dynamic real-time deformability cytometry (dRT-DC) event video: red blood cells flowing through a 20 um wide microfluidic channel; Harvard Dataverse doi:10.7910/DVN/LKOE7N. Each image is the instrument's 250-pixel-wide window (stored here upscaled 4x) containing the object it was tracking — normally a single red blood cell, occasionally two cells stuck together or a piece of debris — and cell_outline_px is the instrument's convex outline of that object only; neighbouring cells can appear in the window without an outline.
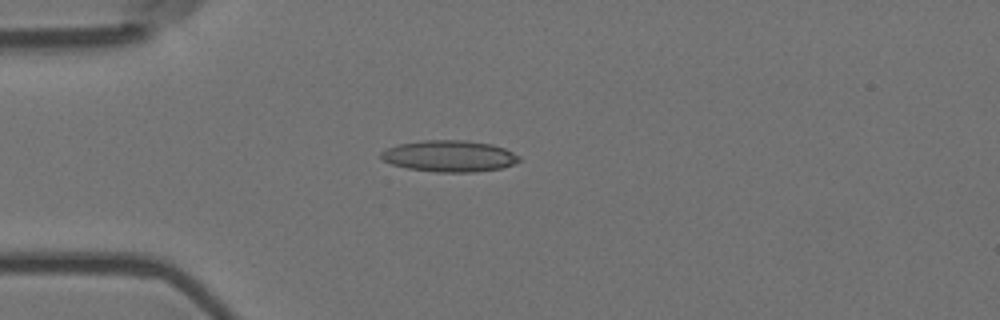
{"species": "Egyptian fruit bat (a non-hibernating species)", "species_latin": "Rousettus aegyptiacus", "temperature_condition": "room temperature", "stored_images_in_passage": 5, "camera_frame_rate_fps": 3000, "um_per_image_px": 0.085, "animal": {"sex": "female"}, "frame": {"image": 1, "passage_image": 3, "time_ms": 0.667, "image_size_px": [1000, 320], "cell_outline_px": [[520, 160], [512, 164], [500, 168], [472, 172], [436, 172], [408, 168], [392, 164], [384, 160], [380, 156], [380, 152], [388, 148], [400, 144], [424, 140], [468, 140], [492, 144], [504, 148], [520, 156]], "centroid_in_image_um": [38.2, 13.26], "position_along_channel_um": 46.8, "area_um2": 25.09}}
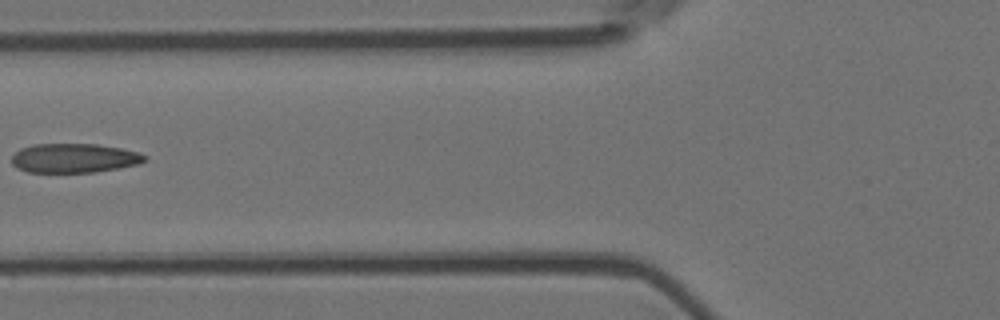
{"frame": {"image": 2, "passage_image": 5, "time_ms": 1.333, "image_size_px": [1000, 320], "cell_outline_px": [[148, 156], [140, 164], [96, 172], [28, 172], [16, 168], [12, 164], [12, 156], [20, 148], [32, 144], [96, 144], [120, 148], [140, 152]], "centroid_in_image_um": [6.3, 13.44], "position_along_channel_um": 119.5, "area_um2": 22.77}}